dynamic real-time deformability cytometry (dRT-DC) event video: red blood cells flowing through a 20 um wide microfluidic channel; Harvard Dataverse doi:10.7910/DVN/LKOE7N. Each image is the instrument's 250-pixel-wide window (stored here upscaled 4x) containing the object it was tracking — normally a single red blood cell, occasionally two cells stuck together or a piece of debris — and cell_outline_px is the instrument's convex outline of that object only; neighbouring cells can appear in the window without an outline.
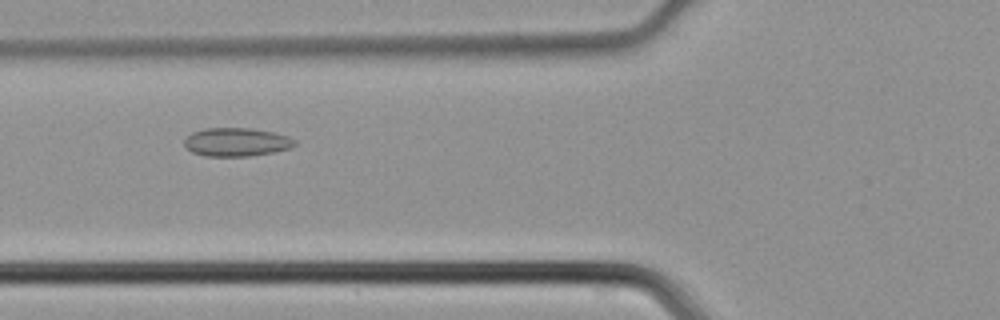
{"species": "common noctule bat (a hibernating species)", "species_latin": "Nyctalus noctula", "temperature_condition": "cold", "stored_images_in_passage": 39, "camera_frame_rate_fps": 3000, "um_per_image_px": 0.085, "animal": {"sex": "male", "body_mass_g": 21.5, "forearm_length_mm": 52.0}, "frame": {"image": 1, "passage_image": 11, "time_ms": 3.333, "image_size_px": [1000, 320], "cell_outline_px": [[296, 144], [292, 148], [276, 152], [248, 156], [204, 156], [192, 152], [184, 144], [184, 140], [192, 132], [204, 128], [252, 128], [272, 132], [288, 136], [296, 140]], "centroid_in_image_um": [20.13, 12.08], "position_along_channel_um": 105.7, "area_um2": 18.44}}
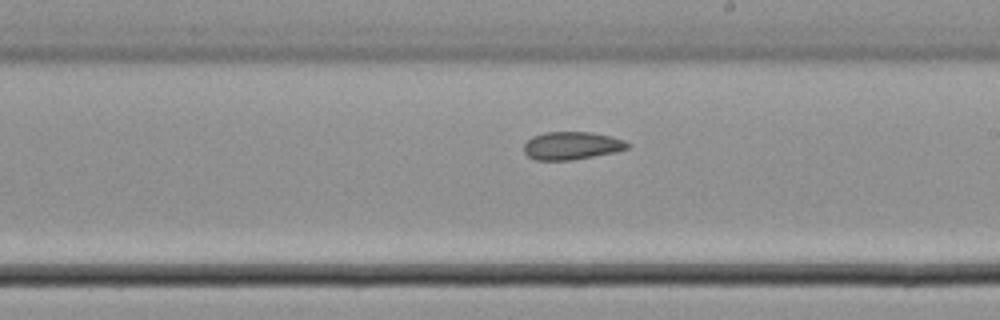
{"frame": {"image": 2, "passage_image": 20, "time_ms": 6.333, "image_size_px": [1000, 320], "cell_outline_px": [[632, 144], [628, 148], [616, 152], [572, 160], [536, 160], [528, 156], [524, 152], [524, 144], [532, 136], [544, 132], [588, 132], [612, 136], [624, 140]], "centroid_in_image_um": [48.61, 12.38], "position_along_channel_um": 240.4, "area_um2": 16.94}}
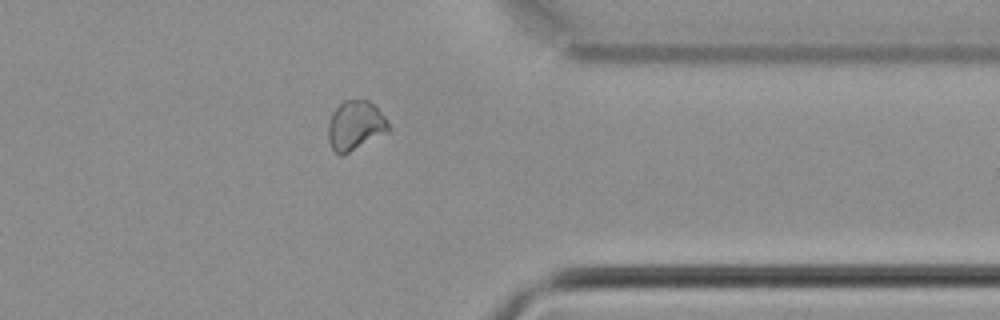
{"frame": {"image": 3, "passage_image": 30, "time_ms": 9.667, "image_size_px": [1000, 320], "cell_outline_px": [[388, 132], [340, 156], [332, 148], [328, 140], [328, 120], [332, 112], [344, 100], [368, 100], [388, 120]], "centroid_in_image_um": [30.17, 10.66], "position_along_channel_um": 381.2, "area_um2": 17.11}}